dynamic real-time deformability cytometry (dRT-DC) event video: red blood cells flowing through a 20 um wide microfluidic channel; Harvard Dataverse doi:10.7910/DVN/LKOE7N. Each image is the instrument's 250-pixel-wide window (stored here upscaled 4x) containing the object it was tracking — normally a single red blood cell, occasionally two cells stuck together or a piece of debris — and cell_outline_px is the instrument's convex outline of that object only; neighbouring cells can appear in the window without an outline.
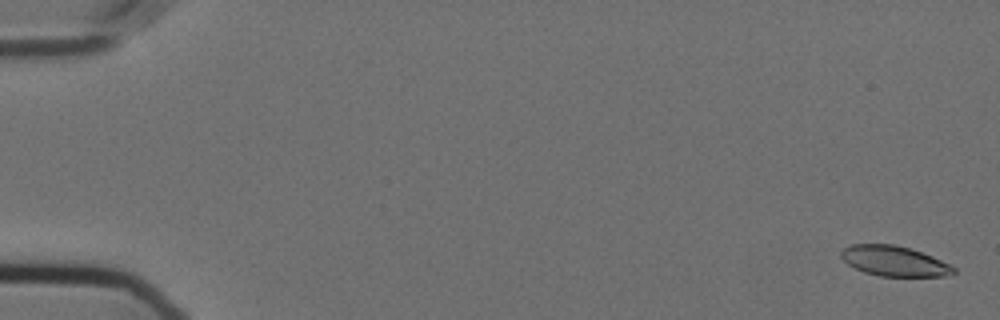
{"species": "Egyptian fruit bat (a non-hibernating species)", "species_latin": "Rousettus aegyptiacus", "temperature_condition": "cold", "stored_images_in_passage": 14, "camera_frame_rate_fps": 3000, "um_per_image_px": 0.085, "animal": {"sex": "female"}, "frame": {"image": 1, "passage_image": 2, "time_ms": 0.333, "image_size_px": [1000, 320], "cell_outline_px": [[956, 272], [944, 276], [880, 276], [864, 272], [848, 264], [840, 256], [840, 252], [844, 248], [852, 244], [892, 244], [908, 248], [932, 256], [956, 268]], "centroid_in_image_um": [75.99, 22.19], "position_along_channel_um": 9.0, "area_um2": 19.54}}